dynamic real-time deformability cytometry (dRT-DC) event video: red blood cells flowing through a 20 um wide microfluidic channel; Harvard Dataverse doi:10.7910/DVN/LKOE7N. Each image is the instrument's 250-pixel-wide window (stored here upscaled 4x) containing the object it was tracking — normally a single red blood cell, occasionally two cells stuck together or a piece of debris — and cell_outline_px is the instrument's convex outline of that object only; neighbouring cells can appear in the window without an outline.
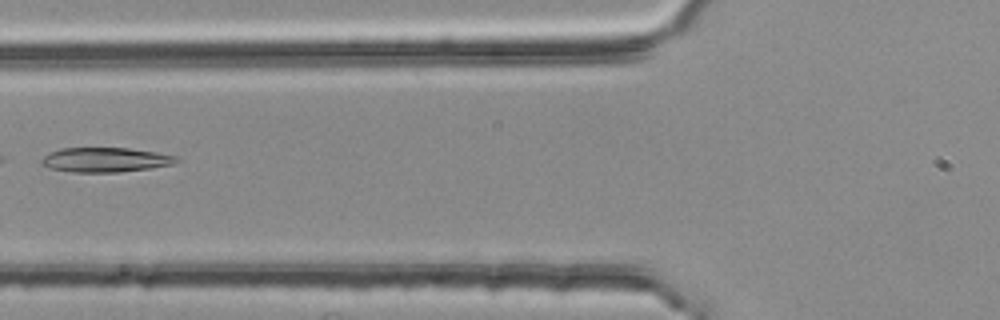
{"species": "common noctule bat (a hibernating species)", "species_latin": "Nyctalus noctula", "temperature_condition": "room temperature", "stored_images_in_passage": 2, "camera_frame_rate_fps": 3000, "um_per_image_px": 0.085, "animal": {"sex": "female", "body_mass_g": 25.1}, "frame": {"image": 1, "passage_image": 2, "time_ms": 0.333, "image_size_px": [1000, 320], "cell_outline_px": [[180, 160], [176, 164], [152, 168], [116, 172], [72, 172], [48, 168], [40, 164], [40, 160], [44, 156], [60, 148], [128, 148], [156, 152], [180, 156]], "centroid_in_image_um": [9.0, 13.58], "position_along_channel_um": 116.8, "area_um2": 19.54}}